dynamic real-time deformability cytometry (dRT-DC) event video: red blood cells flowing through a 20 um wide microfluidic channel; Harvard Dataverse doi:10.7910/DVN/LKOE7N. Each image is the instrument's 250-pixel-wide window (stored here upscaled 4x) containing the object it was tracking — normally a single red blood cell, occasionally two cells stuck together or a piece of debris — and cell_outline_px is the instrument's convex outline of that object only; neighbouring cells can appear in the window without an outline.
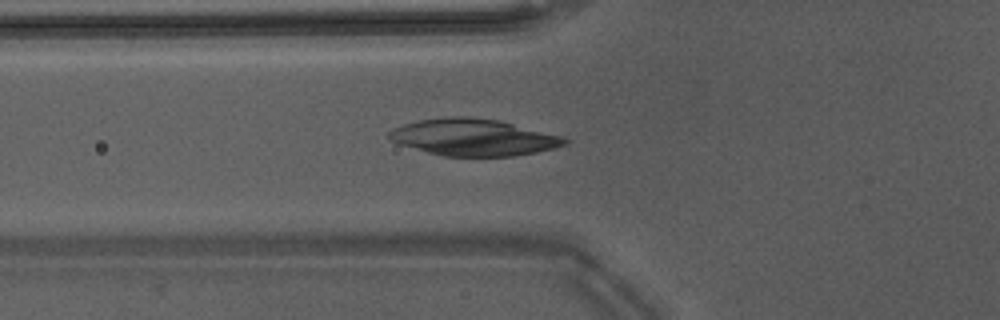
{"species": "Egyptian fruit bat (a non-hibernating species)", "species_latin": "Rousettus aegyptiacus", "temperature_condition": "warm", "stored_images_in_passage": 43, "camera_frame_rate_fps": 3000, "um_per_image_px": 0.085, "animal": {"sex": "male"}, "frame": {"image": 1, "passage_image": 13, "time_ms": 4.0, "image_size_px": [1000, 320], "cell_outline_px": [[568, 144], [536, 152], [512, 156], [444, 156], [428, 152], [400, 144], [392, 140], [388, 136], [388, 132], [392, 128], [404, 124], [420, 120], [452, 116], [464, 116], [500, 120], [560, 136], [568, 140]], "centroid_in_image_um": [40.23, 11.67], "position_along_channel_um": 85.6, "area_um2": 37.22}}
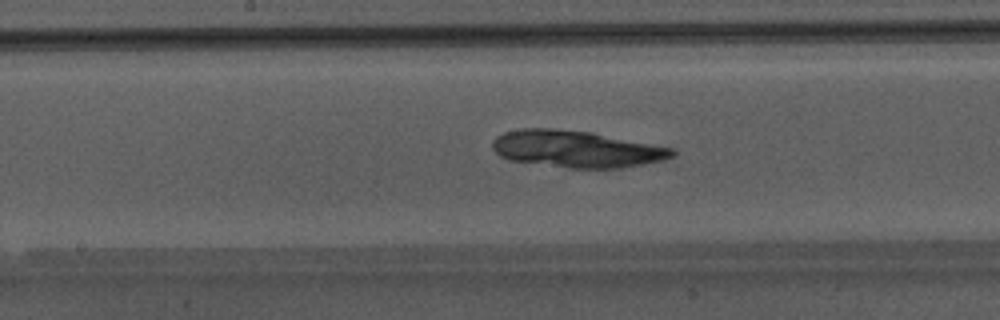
{"frame": {"image": 2, "passage_image": 21, "time_ms": 6.667, "image_size_px": [1000, 320], "cell_outline_px": [[676, 156], [664, 160], [644, 164], [620, 168], [568, 168], [508, 160], [500, 156], [492, 148], [492, 140], [496, 136], [504, 132], [520, 128], [552, 128], [592, 132], [672, 148], [676, 152]], "centroid_in_image_um": [48.97, 12.66], "position_along_channel_um": 199.2, "area_um2": 38.84}}
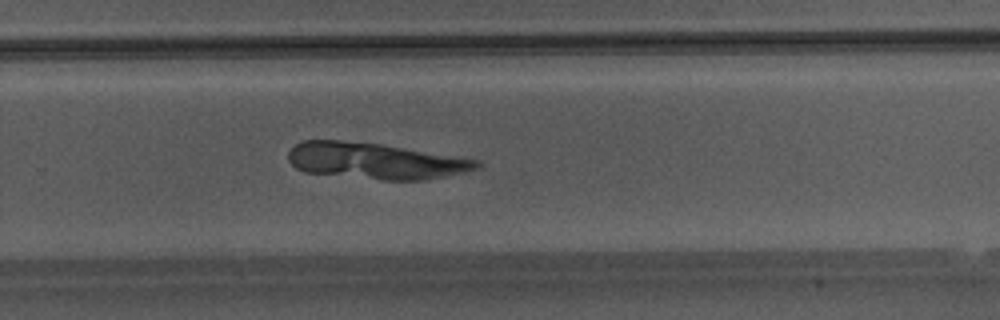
{"frame": {"image": 3, "passage_image": 28, "time_ms": 9.0, "image_size_px": [1000, 320], "cell_outline_px": [[484, 164], [480, 168], [464, 172], [424, 180], [384, 180], [304, 172], [296, 168], [288, 160], [288, 152], [296, 144], [304, 140], [340, 140], [380, 144], [480, 160]], "centroid_in_image_um": [31.9, 13.68], "position_along_channel_um": 297.9, "area_um2": 39.65}}